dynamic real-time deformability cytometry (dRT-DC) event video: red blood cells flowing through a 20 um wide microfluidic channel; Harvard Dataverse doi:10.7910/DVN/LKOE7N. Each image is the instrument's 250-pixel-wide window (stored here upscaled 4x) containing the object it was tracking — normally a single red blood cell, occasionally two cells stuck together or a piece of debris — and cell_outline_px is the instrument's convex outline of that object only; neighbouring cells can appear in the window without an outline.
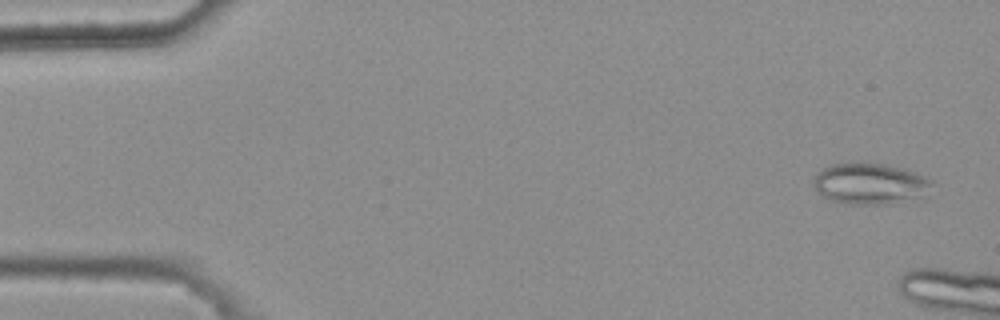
{"species": "common noctule bat (a hibernating species)", "species_latin": "Nyctalus noctula", "temperature_condition": "warm", "stored_images_in_passage": 8, "camera_frame_rate_fps": 3000, "um_per_image_px": 0.085, "animal": {"sex": "female", "body_mass_g": 25.1}, "frame": {"image": 1, "passage_image": 3, "time_ms": 0.667, "image_size_px": [1000, 320], "cell_outline_px": [[932, 184], [920, 196], [892, 204], [848, 204], [832, 200], [824, 196], [812, 184], [812, 180], [816, 172], [828, 164], [852, 160], [864, 160], [904, 168], [924, 176], [932, 180]], "centroid_in_image_um": [73.86, 15.55], "position_along_channel_um": 11.1, "area_um2": 28.9}}